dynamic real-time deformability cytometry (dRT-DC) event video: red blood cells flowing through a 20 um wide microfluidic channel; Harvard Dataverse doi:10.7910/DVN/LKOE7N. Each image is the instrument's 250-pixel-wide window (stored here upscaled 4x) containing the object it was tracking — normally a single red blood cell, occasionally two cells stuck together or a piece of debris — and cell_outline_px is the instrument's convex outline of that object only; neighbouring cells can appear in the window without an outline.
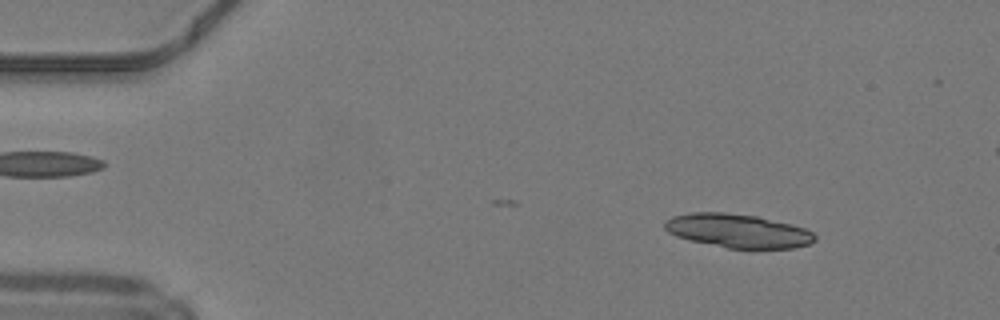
{"species": "common noctule bat (a hibernating species)", "species_latin": "Nyctalus noctula", "temperature_condition": "warm", "stored_images_in_passage": 40, "segment_of_instrument_passage": [1, 2], "camera_frame_rate_fps": 3000, "um_per_image_px": 0.085, "animal": {"sex": "male", "body_mass_g": 19.2, "forearm_length_mm": 51.8}, "frame": {"image": 1, "passage_image": 2, "time_ms": 0.333, "image_size_px": [1000, 320], "cell_outline_px": [[816, 240], [808, 244], [792, 248], [728, 248], [692, 240], [676, 236], [668, 232], [664, 228], [664, 220], [672, 216], [692, 212], [724, 212], [756, 216], [792, 224], [804, 228], [812, 232], [816, 236]], "centroid_in_image_um": [62.7, 19.61], "position_along_channel_um": 22.3, "area_um2": 29.36}}